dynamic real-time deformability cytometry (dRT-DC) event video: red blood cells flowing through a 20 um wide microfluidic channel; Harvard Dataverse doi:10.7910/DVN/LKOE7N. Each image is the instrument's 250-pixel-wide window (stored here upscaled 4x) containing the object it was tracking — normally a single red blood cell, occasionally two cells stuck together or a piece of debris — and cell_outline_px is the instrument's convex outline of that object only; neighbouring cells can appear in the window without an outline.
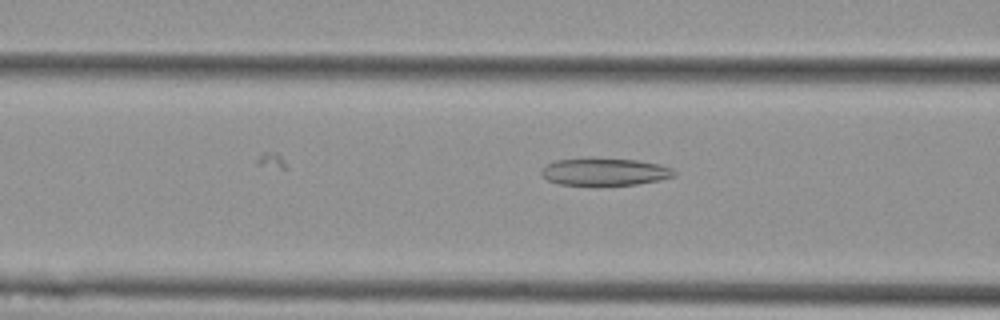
{"species": "Egyptian fruit bat (a non-hibernating species)", "species_latin": "Rousettus aegyptiacus", "temperature_condition": "cold", "stored_images_in_passage": 35, "camera_frame_rate_fps": 3000, "um_per_image_px": 0.085, "animal": {"sex": "female"}, "frame": {"image": 1, "passage_image": 20, "time_ms": 6.333, "image_size_px": [1000, 320], "cell_outline_px": [[676, 176], [660, 180], [636, 184], [556, 184], [548, 180], [540, 172], [540, 168], [556, 160], [592, 156], [636, 160], [660, 164], [672, 168], [676, 172]], "centroid_in_image_um": [51.39, 14.56], "position_along_channel_um": 115.2, "area_um2": 21.5}}
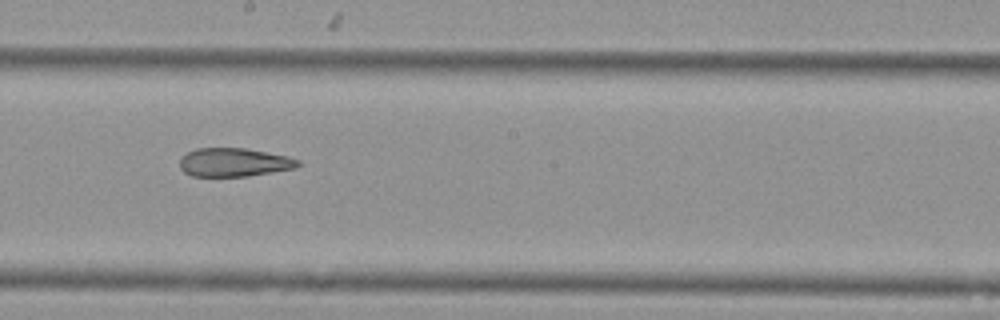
{"frame": {"image": 2, "passage_image": 29, "time_ms": 9.333, "image_size_px": [1000, 320], "cell_outline_px": [[300, 164], [296, 168], [248, 176], [192, 176], [184, 172], [180, 168], [180, 160], [188, 152], [196, 148], [244, 148], [288, 156], [300, 160]], "centroid_in_image_um": [19.91, 13.8], "position_along_channel_um": 228.3, "area_um2": 19.59}}
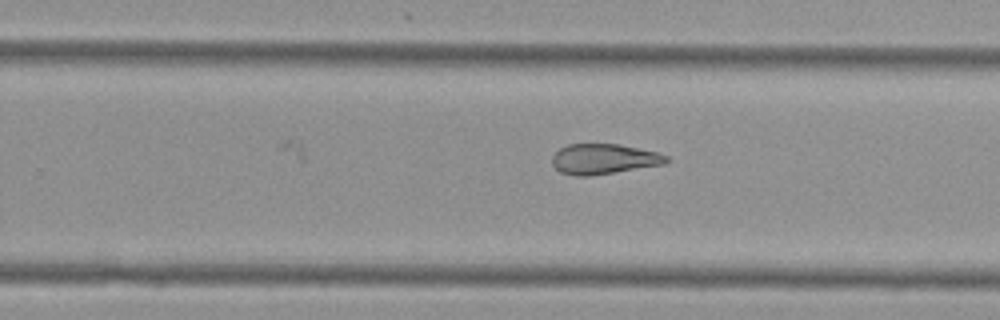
{"frame": {"image": 3, "passage_image": 33, "time_ms": 10.667, "image_size_px": [1000, 320], "cell_outline_px": [[672, 160], [664, 164], [588, 176], [576, 176], [560, 172], [552, 164], [552, 156], [560, 148], [568, 144], [620, 144], [656, 152], [668, 156]], "centroid_in_image_um": [51.32, 13.51], "position_along_channel_um": 278.5, "area_um2": 20.06}}